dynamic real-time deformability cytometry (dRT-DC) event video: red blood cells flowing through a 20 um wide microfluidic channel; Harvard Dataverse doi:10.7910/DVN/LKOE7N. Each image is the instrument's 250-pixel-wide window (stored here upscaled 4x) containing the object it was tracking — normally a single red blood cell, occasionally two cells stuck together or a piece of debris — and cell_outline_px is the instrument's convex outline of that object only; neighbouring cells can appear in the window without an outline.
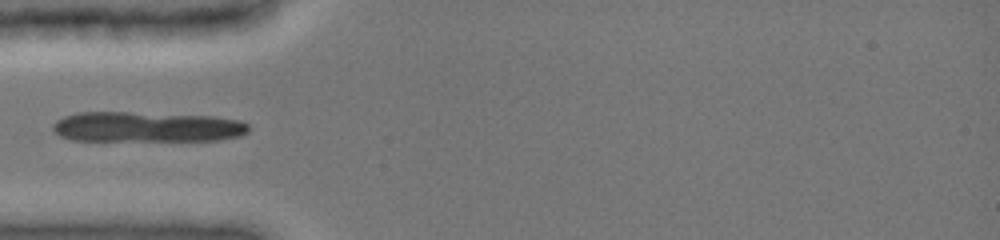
{"species": "common noctule bat (a hibernating species)", "species_latin": "Nyctalus noctula", "temperature_condition": "cold", "stored_images_in_passage": 37, "camera_frame_rate_fps": 3000, "um_per_image_px": 0.085, "animal": {"sex": "female", "body_mass_g": 19.0, "forearm_length_mm": 51.5}, "frame": {"image": 1, "passage_image": 1, "time_ms": 0.0, "image_size_px": [1000, 240], "cell_outline_px": [[248, 132], [240, 136], [220, 140], [72, 140], [60, 136], [52, 128], [52, 124], [56, 120], [64, 116], [76, 112], [128, 112], [216, 116], [240, 120], [248, 124]], "centroid_in_image_um": [12.48, 10.78], "position_along_channel_um": 72.5, "area_um2": 34.68}}
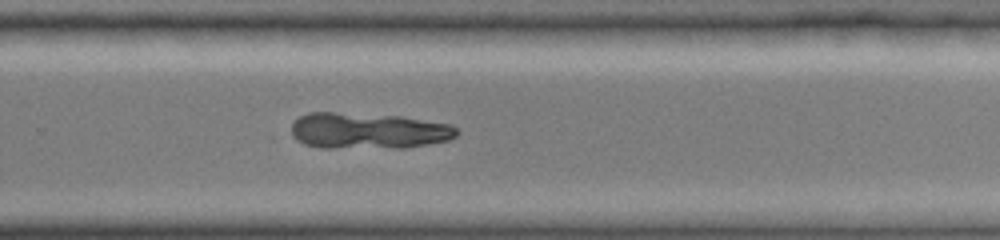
{"frame": {"image": 2, "passage_image": 20, "time_ms": 5.667, "image_size_px": [1000, 240], "cell_outline_px": [[460, 132], [456, 136], [448, 140], [404, 148], [320, 148], [304, 144], [296, 140], [292, 136], [292, 124], [300, 116], [308, 112], [332, 112], [400, 116], [452, 124]], "centroid_in_image_um": [31.29, 11.12], "position_along_channel_um": 298.5, "area_um2": 35.08}}
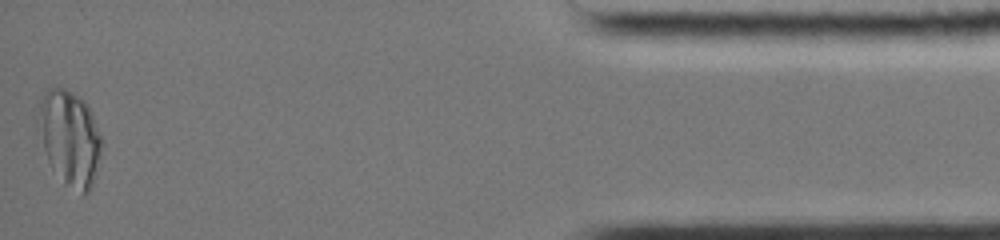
{"frame": {"image": 3, "passage_image": 37, "time_ms": 10.667, "image_size_px": [1000, 240], "cell_outline_px": [[104, 144], [96, 176], [88, 192], [84, 196], [64, 184], [48, 160], [44, 148], [32, 108], [44, 92], [48, 88], [64, 88], [84, 100], [88, 104], [104, 140]], "centroid_in_image_um": [5.92, 11.69], "position_along_channel_um": 429.3, "area_um2": 36.3}}